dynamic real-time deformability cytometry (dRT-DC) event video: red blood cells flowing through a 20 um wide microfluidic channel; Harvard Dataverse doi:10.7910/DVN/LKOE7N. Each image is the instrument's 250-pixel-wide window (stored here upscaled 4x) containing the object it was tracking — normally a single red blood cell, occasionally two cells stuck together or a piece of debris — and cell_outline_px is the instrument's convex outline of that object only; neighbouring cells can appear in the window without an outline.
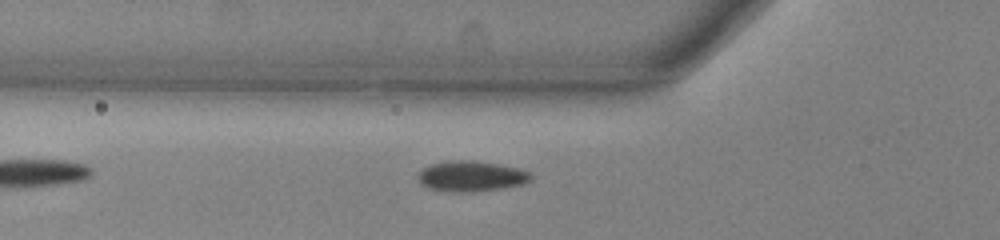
{"species": "common noctule bat (a hibernating species)", "species_latin": "Nyctalus noctula", "temperature_condition": "warm", "stored_images_in_passage": 35, "camera_frame_rate_fps": 3000, "um_per_image_px": 0.085, "animal": {"sex": "male", "body_mass_g": 13.0, "forearm_length_mm": 53.1}, "frame": {"image": 1, "passage_image": 2, "time_ms": 0.333, "image_size_px": [1000, 240], "cell_outline_px": [[532, 180], [524, 184], [504, 188], [468, 192], [452, 192], [428, 188], [420, 184], [420, 172], [424, 168], [432, 164], [452, 160], [472, 160], [496, 164], [516, 168], [532, 172]], "centroid_in_image_um": [40.1, 14.99], "position_along_channel_um": 85.7, "area_um2": 19.94}}
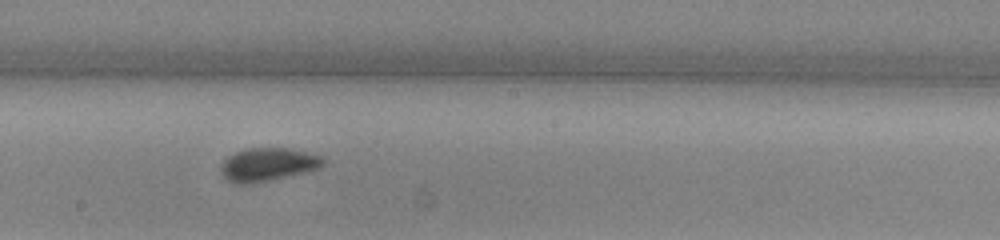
{"frame": {"image": 2, "passage_image": 13, "time_ms": 4.0, "image_size_px": [1000, 240], "cell_outline_px": [[324, 164], [320, 168], [304, 172], [268, 180], [248, 184], [236, 184], [228, 180], [220, 172], [220, 164], [232, 152], [248, 148], [292, 148], [320, 156], [324, 160]], "centroid_in_image_um": [22.72, 13.97], "position_along_channel_um": 225.5, "area_um2": 19.77}}
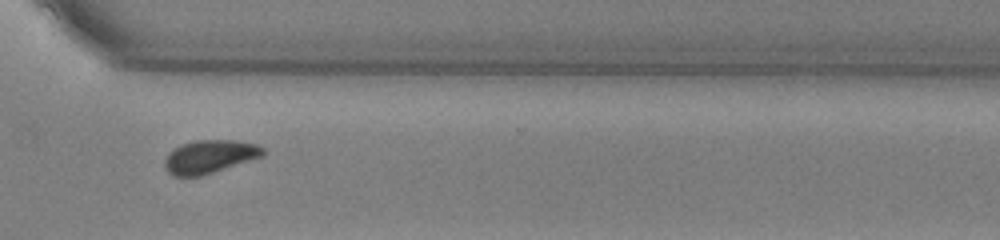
{"frame": {"image": 3, "passage_image": 23, "time_ms": 7.333, "image_size_px": [1000, 240], "cell_outline_px": [[264, 156], [200, 176], [172, 176], [168, 172], [164, 164], [164, 160], [168, 152], [180, 144], [196, 140], [240, 140], [256, 144], [264, 148]], "centroid_in_image_um": [17.81, 13.3], "position_along_channel_um": 352.8, "area_um2": 19.13}}